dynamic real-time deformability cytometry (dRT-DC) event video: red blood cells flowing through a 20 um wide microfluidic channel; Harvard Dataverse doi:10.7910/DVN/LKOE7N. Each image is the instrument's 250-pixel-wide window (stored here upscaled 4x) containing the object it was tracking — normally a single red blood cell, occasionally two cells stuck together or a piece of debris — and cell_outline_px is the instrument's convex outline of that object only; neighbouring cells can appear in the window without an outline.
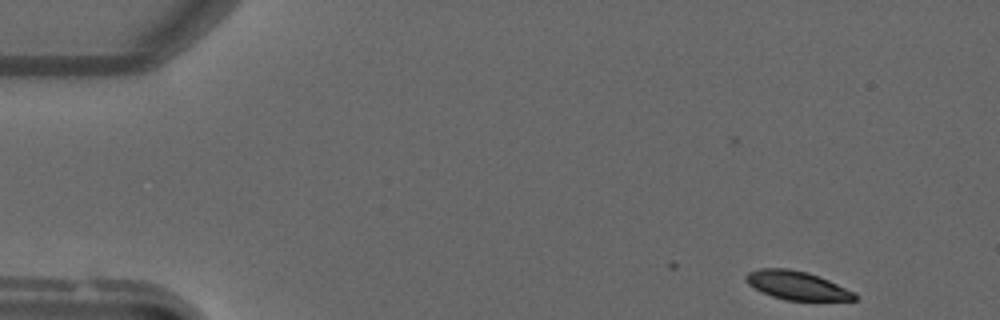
{"species": "common noctule bat (a hibernating species)", "species_latin": "Nyctalus noctula", "temperature_condition": "warm", "stored_images_in_passage": 13, "camera_frame_rate_fps": 3000, "um_per_image_px": 0.085, "animal": {"sex": "male", "forearm_length_mm": 52.5}, "frame": {"image": 1, "passage_image": 1, "time_ms": 0.0, "image_size_px": [1000, 320], "cell_outline_px": [[856, 300], [784, 300], [772, 296], [748, 284], [744, 280], [744, 276], [748, 272], [760, 268], [788, 268], [808, 272], [828, 280], [856, 292]], "centroid_in_image_um": [67.73, 24.25], "position_along_channel_um": 17.3, "area_um2": 18.03}}
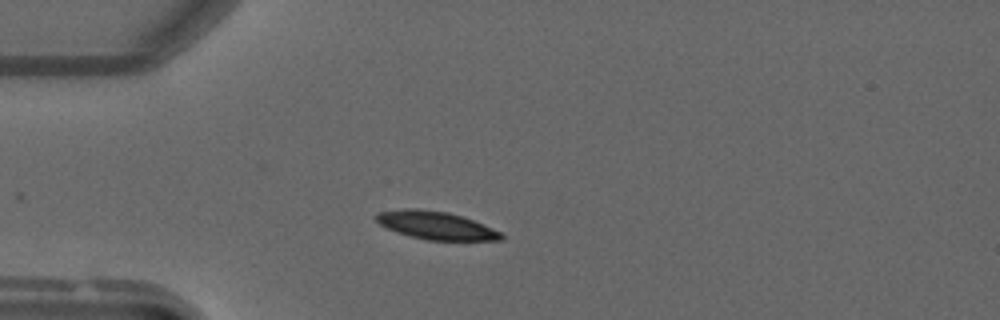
{"frame": {"image": 2, "passage_image": 10, "time_ms": 3.0, "image_size_px": [1000, 320], "cell_outline_px": [[504, 236], [500, 240], [428, 240], [396, 232], [380, 224], [372, 216], [380, 212], [404, 208], [420, 208], [448, 212], [472, 220], [500, 232]], "centroid_in_image_um": [37.0, 19.14], "position_along_channel_um": 48.0, "area_um2": 20.11}}